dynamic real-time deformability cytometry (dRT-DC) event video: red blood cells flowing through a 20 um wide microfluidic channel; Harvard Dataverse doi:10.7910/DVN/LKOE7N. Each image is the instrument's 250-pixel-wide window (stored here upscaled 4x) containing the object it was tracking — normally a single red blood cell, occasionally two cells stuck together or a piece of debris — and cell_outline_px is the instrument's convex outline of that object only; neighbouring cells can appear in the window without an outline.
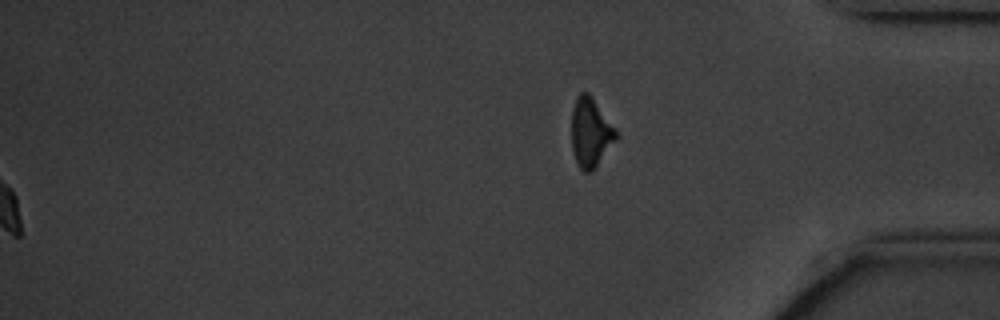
{"species": "common noctule bat (a hibernating species)", "species_latin": "Nyctalus noctula", "temperature_condition": "cold", "stored_images_in_passage": 59, "segment_of_instrument_passage": [2, 2], "camera_frame_rate_fps": 3000, "um_per_image_px": 0.085, "animal": {"sex": "male", "body_mass_g": 20.1, "forearm_length_mm": 53.5}, "frame": {"image": 1, "passage_image": 59, "time_ms": 19.333, "image_size_px": [1000, 320], "cell_outline_px": [[620, 136], [596, 164], [588, 172], [584, 172], [580, 168], [576, 160], [572, 148], [572, 108], [576, 96], [580, 92], [588, 92], [616, 128]], "centroid_in_image_um": [50.2, 11.21], "position_along_channel_um": 385.0, "area_um2": 17.74}}